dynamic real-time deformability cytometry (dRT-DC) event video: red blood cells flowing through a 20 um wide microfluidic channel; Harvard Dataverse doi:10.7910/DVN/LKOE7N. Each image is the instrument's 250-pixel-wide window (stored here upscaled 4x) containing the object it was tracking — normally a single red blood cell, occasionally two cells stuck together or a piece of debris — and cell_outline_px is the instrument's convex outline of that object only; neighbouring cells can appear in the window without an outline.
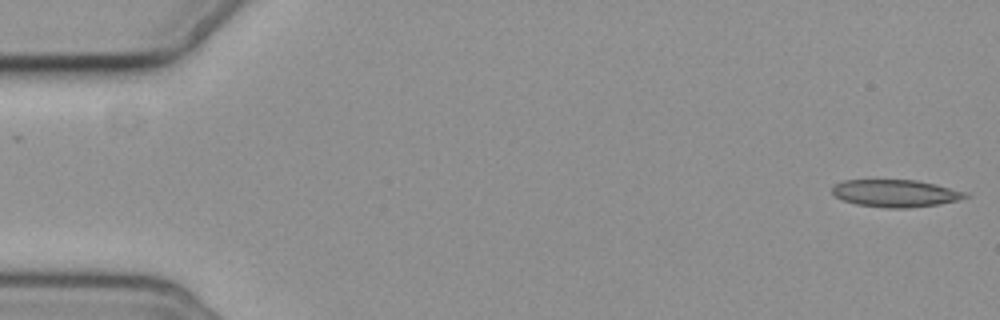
{"species": "common noctule bat (a hibernating species)", "species_latin": "Nyctalus noctula", "temperature_condition": "cold", "stored_images_in_passage": 2, "camera_frame_rate_fps": 3000, "um_per_image_px": 0.085, "animal": {"sex": "female", "body_mass_g": 19.3, "forearm_length_mm": 54.1}, "frame": {"image": 1, "passage_image": 2, "time_ms": 1.333, "image_size_px": [1000, 320], "cell_outline_px": [[972, 196], [940, 204], [908, 208], [888, 208], [856, 204], [844, 200], [836, 196], [832, 192], [832, 188], [836, 184], [844, 180], [916, 180], [936, 184], [964, 192]], "centroid_in_image_um": [76.13, 16.43], "position_along_channel_um": 8.9, "area_um2": 21.04}}